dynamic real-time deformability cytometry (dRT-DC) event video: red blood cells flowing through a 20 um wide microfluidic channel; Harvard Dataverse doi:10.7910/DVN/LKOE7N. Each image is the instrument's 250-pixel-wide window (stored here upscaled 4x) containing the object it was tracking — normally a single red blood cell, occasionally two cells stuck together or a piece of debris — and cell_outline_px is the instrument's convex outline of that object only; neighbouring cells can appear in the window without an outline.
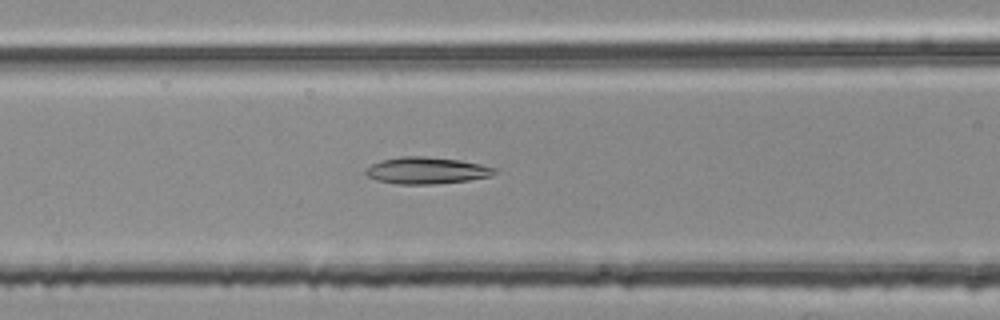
{"species": "common noctule bat (a hibernating species)", "species_latin": "Nyctalus noctula", "temperature_condition": "room temperature", "stored_images_in_passage": 40, "camera_frame_rate_fps": 3000, "um_per_image_px": 0.085, "animal": {"sex": "female", "body_mass_g": 25.1}, "frame": {"image": 1, "passage_image": 8, "time_ms": 2.333, "image_size_px": [1000, 320], "cell_outline_px": [[496, 172], [492, 176], [468, 180], [432, 184], [400, 184], [380, 180], [368, 176], [364, 172], [364, 168], [380, 160], [400, 156], [424, 156], [460, 160], [480, 164], [496, 168]], "centroid_in_image_um": [36.25, 14.48], "position_along_channel_um": 130.3, "area_um2": 20.0}}
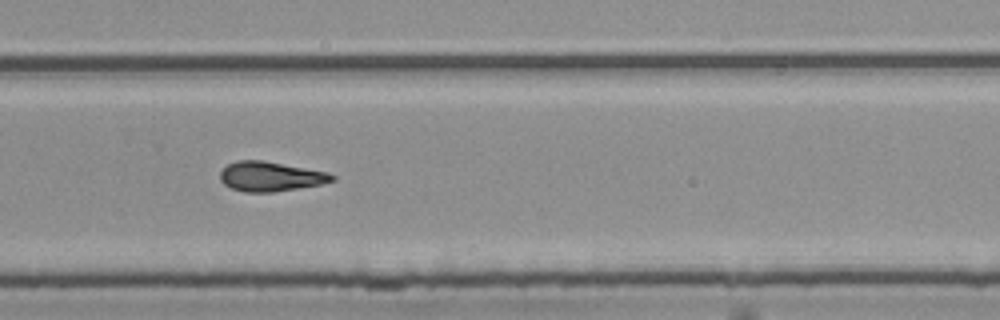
{"frame": {"image": 2, "passage_image": 22, "time_ms": 7.0, "image_size_px": [1000, 320], "cell_outline_px": [[336, 180], [320, 184], [276, 192], [244, 192], [232, 188], [224, 184], [220, 180], [220, 172], [228, 164], [236, 160], [264, 160], [328, 172], [336, 176]], "centroid_in_image_um": [23.0, 14.99], "position_along_channel_um": 306.8, "area_um2": 19.42}}
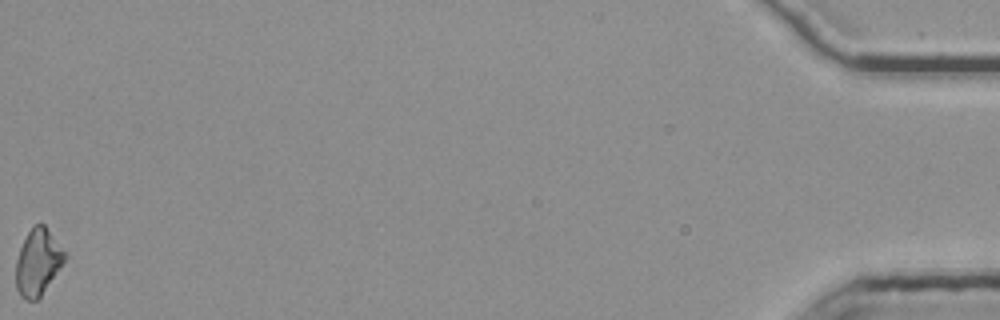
{"frame": {"image": 3, "passage_image": 40, "time_ms": 13.0, "image_size_px": [1000, 320], "cell_outline_px": [[68, 256], [40, 296], [36, 300], [28, 300], [20, 296], [16, 288], [16, 260], [20, 248], [32, 224], [44, 224]], "centroid_in_image_um": [3.21, 22.27], "position_along_channel_um": 432.0, "area_um2": 18.61}, "authors_computed_cell_mechanics": {"area_um2": 19.0162, "velocity_mm_per_s": 3.8001, "shape_relaxation_time_tau1_ms": 5.9039, "shape_relaxation_time_tau2_ms": 6.6436, "deformation_change_tau1": 0.1743, "deformation_change_tau2": 0.1779}}